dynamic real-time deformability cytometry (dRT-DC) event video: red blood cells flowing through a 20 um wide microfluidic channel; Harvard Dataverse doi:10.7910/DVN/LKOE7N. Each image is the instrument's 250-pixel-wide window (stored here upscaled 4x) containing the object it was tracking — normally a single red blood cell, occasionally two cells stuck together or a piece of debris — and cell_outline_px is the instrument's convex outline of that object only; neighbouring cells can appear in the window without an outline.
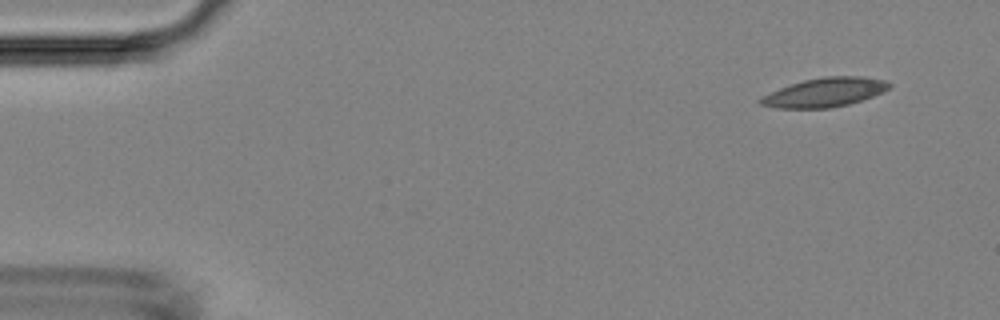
{"species": "Egyptian fruit bat (a non-hibernating species)", "species_latin": "Rousettus aegyptiacus", "temperature_condition": "room temperature", "stored_images_in_passage": 4, "camera_frame_rate_fps": 3000, "um_per_image_px": 0.085, "animal": {"sex": "female"}, "frame": {"image": 1, "passage_image": 1, "time_ms": 0.0, "image_size_px": [1000, 320], "cell_outline_px": [[892, 88], [884, 92], [848, 104], [828, 108], [776, 108], [760, 104], [756, 100], [760, 96], [780, 88], [804, 80], [824, 76], [860, 76], [888, 80], [892, 84]], "centroid_in_image_um": [70.12, 7.84], "position_along_channel_um": 14.9, "area_um2": 21.91}}
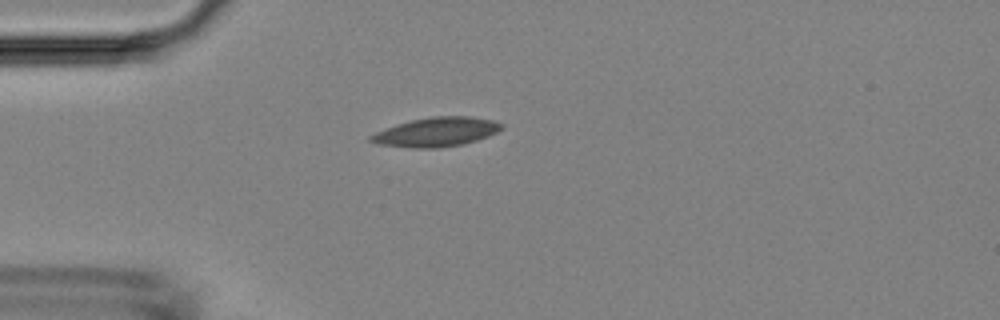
{"frame": {"image": 2, "passage_image": 4, "time_ms": 3.333, "image_size_px": [1000, 320], "cell_outline_px": [[504, 128], [488, 136], [464, 144], [440, 148], [412, 148], [376, 144], [368, 140], [368, 136], [376, 132], [396, 124], [412, 120], [432, 116], [468, 116], [492, 120], [504, 124]], "centroid_in_image_um": [37.07, 11.22], "position_along_channel_um": 47.9, "area_um2": 22.37}}